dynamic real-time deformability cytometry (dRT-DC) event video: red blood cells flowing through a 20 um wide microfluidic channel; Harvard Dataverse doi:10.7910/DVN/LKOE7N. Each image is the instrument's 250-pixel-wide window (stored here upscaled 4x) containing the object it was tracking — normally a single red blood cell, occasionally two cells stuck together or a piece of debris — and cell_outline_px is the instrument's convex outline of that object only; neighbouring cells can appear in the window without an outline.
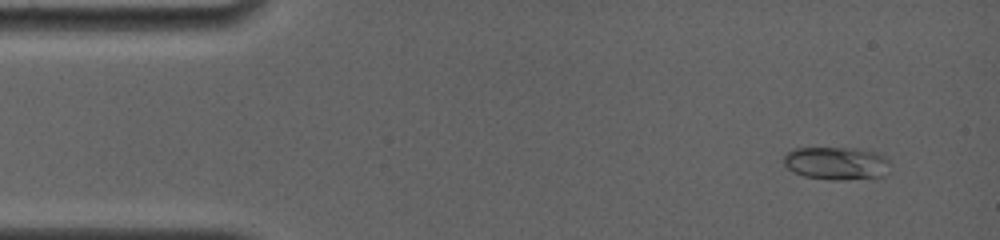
{"species": "common noctule bat (a hibernating species)", "species_latin": "Nyctalus noctula", "temperature_condition": "room temperature", "stored_images_in_passage": 26, "camera_frame_rate_fps": 4000, "um_per_image_px": 0.085, "animal": {"sex": "female", "body_mass_g": 19.0, "forearm_length_mm": 56.7}, "frame": {"image": 1, "passage_image": 6, "time_ms": 1.0, "image_size_px": [1000, 240], "cell_outline_px": [[888, 160], [884, 176], [840, 180], [832, 180], [804, 176], [792, 172], [784, 164], [784, 156], [788, 152], [796, 148], [856, 148], [876, 152], [884, 156]], "centroid_in_image_um": [71.05, 13.87], "position_along_channel_um": 13.9, "area_um2": 20.23}}
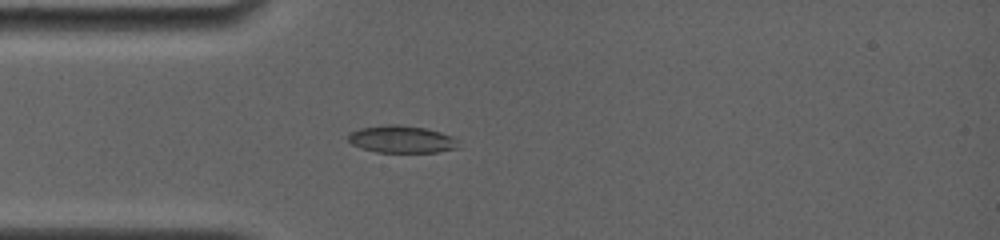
{"frame": {"image": 2, "passage_image": 24, "time_ms": 4.25, "image_size_px": [1000, 240], "cell_outline_px": [[460, 148], [436, 152], [376, 152], [352, 144], [348, 140], [348, 132], [360, 128], [388, 124], [396, 124], [424, 128], [440, 132], [452, 136], [456, 140]], "centroid_in_image_um": [34.13, 11.83], "position_along_channel_um": 50.9, "area_um2": 17.46}}